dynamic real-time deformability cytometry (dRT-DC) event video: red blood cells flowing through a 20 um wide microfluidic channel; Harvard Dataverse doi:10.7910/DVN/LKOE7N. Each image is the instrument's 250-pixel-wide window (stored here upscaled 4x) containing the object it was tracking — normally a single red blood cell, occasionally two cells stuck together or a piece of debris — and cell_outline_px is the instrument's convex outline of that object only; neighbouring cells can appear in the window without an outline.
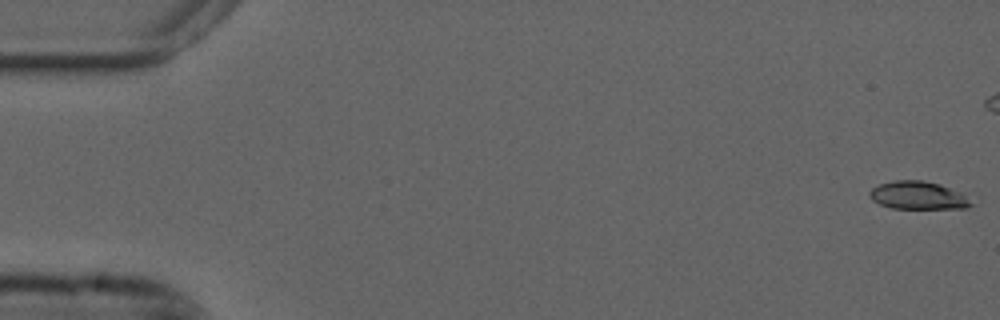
{"species": "common noctule bat (a hibernating species)", "species_latin": "Nyctalus noctula", "temperature_condition": "cold", "stored_images_in_passage": 48, "camera_frame_rate_fps": 3000, "um_per_image_px": 0.085, "animal": {"sex": "male", "forearm_length_mm": 52.5}, "frame": {"image": 1, "passage_image": 1, "time_ms": 0.0, "image_size_px": [1000, 320], "cell_outline_px": [[972, 204], [968, 208], [892, 208], [880, 204], [872, 200], [868, 196], [868, 192], [872, 188], [880, 184], [896, 180], [924, 180], [940, 184], [960, 192]], "centroid_in_image_um": [77.98, 16.6], "position_along_channel_um": 7.0, "area_um2": 16.36}}
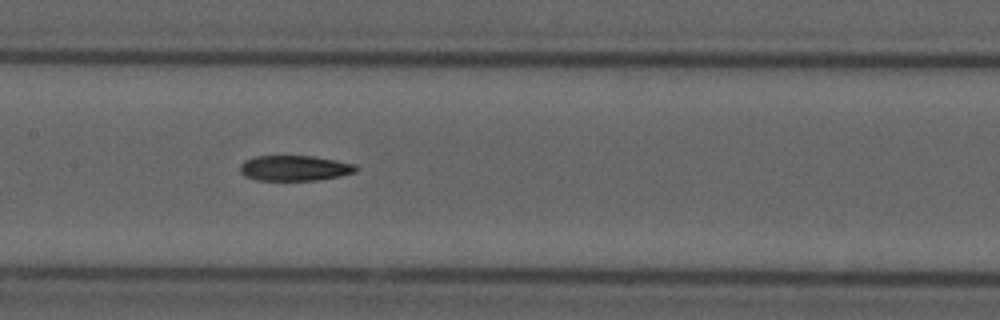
{"frame": {"image": 2, "passage_image": 27, "time_ms": 8.667, "image_size_px": [1000, 320], "cell_outline_px": [[360, 168], [356, 172], [340, 176], [316, 180], [256, 180], [244, 176], [240, 172], [240, 164], [244, 160], [256, 156], [312, 156], [336, 160], [356, 164]], "centroid_in_image_um": [25.05, 14.29], "position_along_channel_um": 182.3, "area_um2": 17.28}}
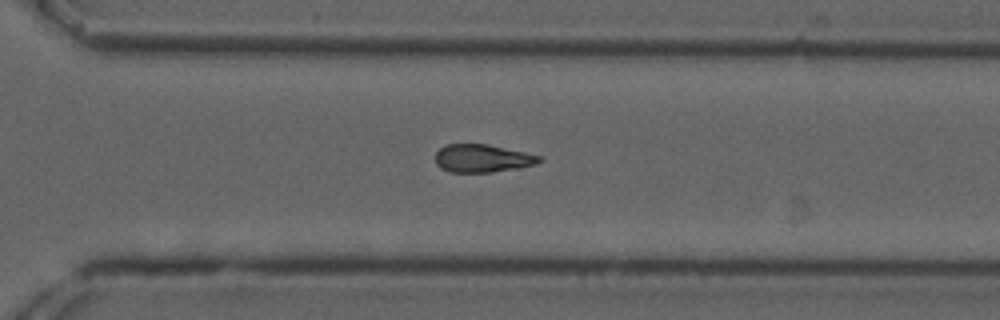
{"frame": {"image": 3, "passage_image": 39, "time_ms": 12.667, "image_size_px": [1000, 320], "cell_outline_px": [[544, 160], [536, 164], [516, 168], [492, 172], [448, 172], [440, 168], [436, 164], [436, 152], [444, 144], [488, 144], [524, 152], [540, 156]], "centroid_in_image_um": [40.98, 13.46], "position_along_channel_um": 329.6, "area_um2": 16.94}}